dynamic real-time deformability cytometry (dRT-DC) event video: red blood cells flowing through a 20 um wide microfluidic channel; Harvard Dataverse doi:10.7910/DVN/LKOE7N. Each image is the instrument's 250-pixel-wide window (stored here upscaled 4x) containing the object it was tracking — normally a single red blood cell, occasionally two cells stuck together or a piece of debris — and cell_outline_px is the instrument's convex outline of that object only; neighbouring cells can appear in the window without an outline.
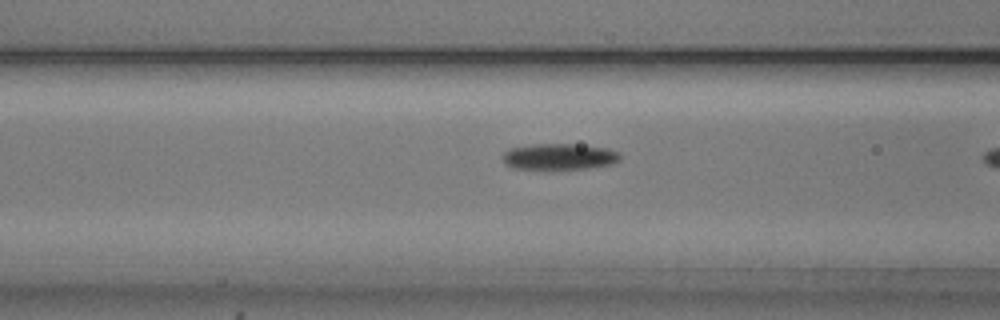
{"species": "common noctule bat (a hibernating species)", "species_latin": "Nyctalus noctula", "temperature_condition": "cold", "stored_images_in_passage": 9, "camera_frame_rate_fps": 3000, "um_per_image_px": 0.085, "animal": {"sex": "male", "body_mass_g": 20.5, "forearm_length_mm": 52.5}, "frame": {"image": 1, "passage_image": 8, "time_ms": 2.333, "image_size_px": [1000, 320], "cell_outline_px": [[620, 160], [616, 164], [592, 168], [548, 172], [512, 168], [504, 164], [500, 156], [504, 152], [512, 148], [532, 144], [576, 144], [608, 148], [620, 152]], "centroid_in_image_um": [47.53, 13.37], "position_along_channel_um": 119.1, "area_um2": 19.19}}